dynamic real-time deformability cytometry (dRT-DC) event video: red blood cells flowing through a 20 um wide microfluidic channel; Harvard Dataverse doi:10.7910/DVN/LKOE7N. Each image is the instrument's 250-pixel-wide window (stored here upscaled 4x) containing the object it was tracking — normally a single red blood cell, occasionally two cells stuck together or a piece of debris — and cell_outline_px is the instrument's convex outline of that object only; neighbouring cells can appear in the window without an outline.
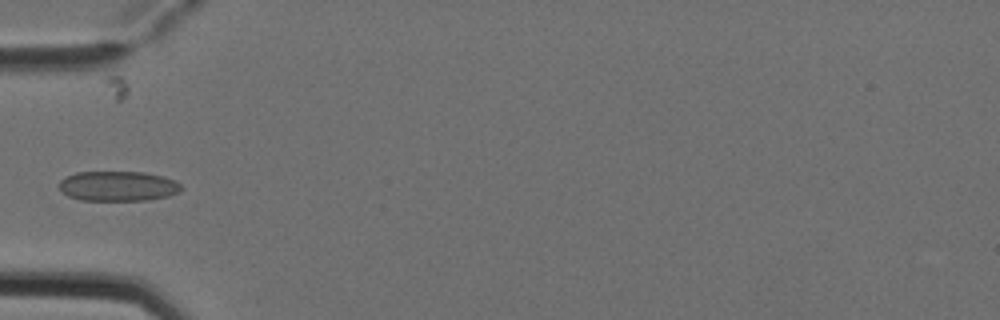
{"species": "Egyptian fruit bat (a non-hibernating species)", "species_latin": "Rousettus aegyptiacus", "temperature_condition": "cold", "stored_images_in_passage": 7, "camera_frame_rate_fps": 3000, "um_per_image_px": 0.085, "animal": {"sex": "female"}, "frame": {"image": 1, "passage_image": 5, "time_ms": 1.333, "image_size_px": [1000, 320], "cell_outline_px": [[184, 188], [180, 192], [168, 196], [148, 200], [80, 200], [68, 196], [60, 188], [60, 180], [64, 176], [76, 172], [144, 172], [164, 176], [176, 180]], "centroid_in_image_um": [10.07, 15.81], "position_along_channel_um": 74.9, "area_um2": 21.5}}
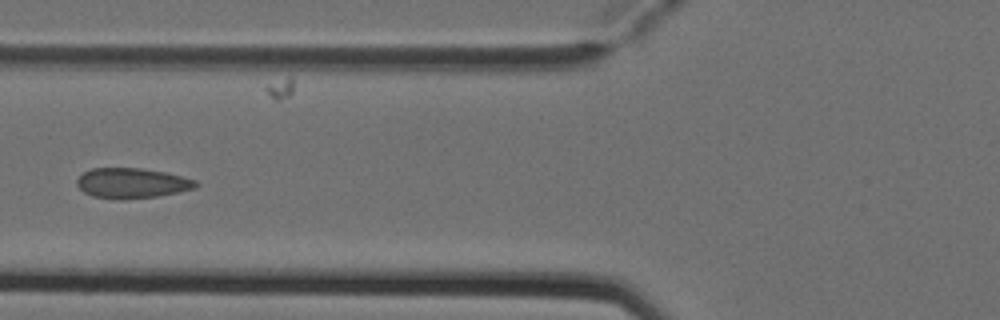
{"frame": {"image": 2, "passage_image": 6, "time_ms": 1.667, "image_size_px": [1000, 320], "cell_outline_px": [[200, 184], [196, 188], [156, 196], [124, 200], [120, 200], [92, 196], [84, 192], [76, 184], [76, 180], [84, 172], [92, 168], [140, 168], [164, 172], [196, 180]], "centroid_in_image_um": [11.2, 15.57], "position_along_channel_um": 114.6, "area_um2": 20.87}}